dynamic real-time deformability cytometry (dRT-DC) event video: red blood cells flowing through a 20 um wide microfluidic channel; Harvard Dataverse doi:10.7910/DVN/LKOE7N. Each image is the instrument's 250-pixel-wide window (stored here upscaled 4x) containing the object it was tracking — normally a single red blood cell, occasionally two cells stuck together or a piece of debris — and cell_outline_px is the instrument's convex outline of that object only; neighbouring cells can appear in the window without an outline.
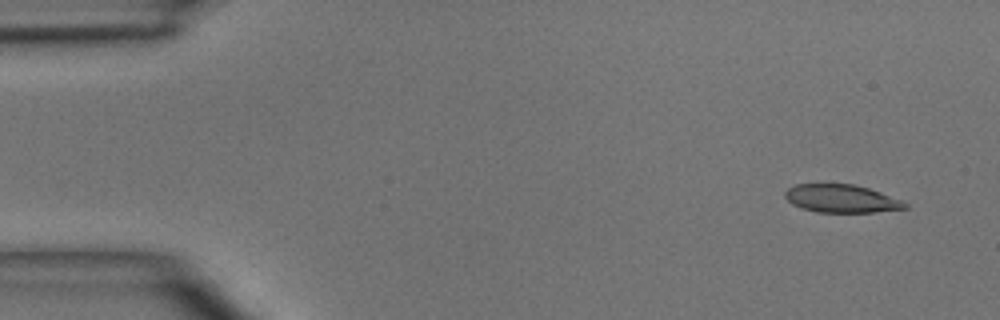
{"species": "common noctule bat (a hibernating species)", "species_latin": "Nyctalus noctula", "temperature_condition": "room temperature", "stored_images_in_passage": 4, "camera_frame_rate_fps": 3000, "um_per_image_px": 0.085, "animal": {"sex": "male", "body_mass_g": 15.6}, "frame": {"image": 1, "passage_image": 1, "time_ms": 0.0, "image_size_px": [1000, 320], "cell_outline_px": [[908, 208], [876, 212], [816, 212], [792, 204], [784, 196], [784, 192], [788, 188], [796, 184], [852, 184], [868, 188], [880, 192], [900, 200], [908, 204]], "centroid_in_image_um": [71.51, 16.88], "position_along_channel_um": 13.5, "area_um2": 19.42}}
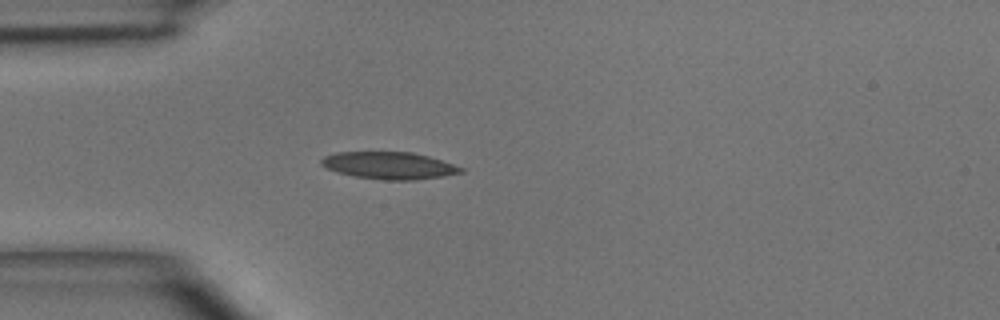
{"frame": {"image": 2, "passage_image": 4, "time_ms": 3.333, "image_size_px": [1000, 320], "cell_outline_px": [[464, 172], [416, 180], [384, 180], [352, 176], [336, 172], [320, 164], [320, 160], [324, 156], [336, 152], [412, 152], [428, 156], [464, 168]], "centroid_in_image_um": [33.04, 14.07], "position_along_channel_um": 52.0, "area_um2": 22.02}}